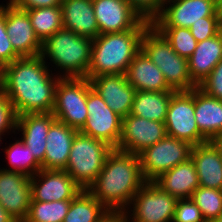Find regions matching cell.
<instances>
[{"label": "cell", "mask_w": 222, "mask_h": 222, "mask_svg": "<svg viewBox=\"0 0 222 222\" xmlns=\"http://www.w3.org/2000/svg\"><path fill=\"white\" fill-rule=\"evenodd\" d=\"M47 63L39 55L20 57L3 67L1 90L10 100L17 116L52 113L56 87L61 77L54 75Z\"/></svg>", "instance_id": "6da1fadb"}, {"label": "cell", "mask_w": 222, "mask_h": 222, "mask_svg": "<svg viewBox=\"0 0 222 222\" xmlns=\"http://www.w3.org/2000/svg\"><path fill=\"white\" fill-rule=\"evenodd\" d=\"M145 182L139 155L113 149L88 191L109 211H125Z\"/></svg>", "instance_id": "7a4b0ae2"}, {"label": "cell", "mask_w": 222, "mask_h": 222, "mask_svg": "<svg viewBox=\"0 0 222 222\" xmlns=\"http://www.w3.org/2000/svg\"><path fill=\"white\" fill-rule=\"evenodd\" d=\"M151 25L142 20L134 29L99 34L92 39L91 63L86 78L105 74H126L129 64L141 50V38Z\"/></svg>", "instance_id": "3957f363"}, {"label": "cell", "mask_w": 222, "mask_h": 222, "mask_svg": "<svg viewBox=\"0 0 222 222\" xmlns=\"http://www.w3.org/2000/svg\"><path fill=\"white\" fill-rule=\"evenodd\" d=\"M91 53V38L62 28L42 43L40 56L55 64L61 78H86Z\"/></svg>", "instance_id": "277c9868"}, {"label": "cell", "mask_w": 222, "mask_h": 222, "mask_svg": "<svg viewBox=\"0 0 222 222\" xmlns=\"http://www.w3.org/2000/svg\"><path fill=\"white\" fill-rule=\"evenodd\" d=\"M141 50L161 70L171 89L190 91L198 86L190 77L188 59L178 55L153 25L143 33Z\"/></svg>", "instance_id": "5b68a950"}, {"label": "cell", "mask_w": 222, "mask_h": 222, "mask_svg": "<svg viewBox=\"0 0 222 222\" xmlns=\"http://www.w3.org/2000/svg\"><path fill=\"white\" fill-rule=\"evenodd\" d=\"M112 150L113 148L105 142L78 131L64 170L83 190H88L97 179L106 157Z\"/></svg>", "instance_id": "8992f818"}, {"label": "cell", "mask_w": 222, "mask_h": 222, "mask_svg": "<svg viewBox=\"0 0 222 222\" xmlns=\"http://www.w3.org/2000/svg\"><path fill=\"white\" fill-rule=\"evenodd\" d=\"M88 78H60L56 87L53 116L77 131L85 125L88 117Z\"/></svg>", "instance_id": "52a82bcc"}, {"label": "cell", "mask_w": 222, "mask_h": 222, "mask_svg": "<svg viewBox=\"0 0 222 222\" xmlns=\"http://www.w3.org/2000/svg\"><path fill=\"white\" fill-rule=\"evenodd\" d=\"M177 201L153 181H146L125 212L130 222H172Z\"/></svg>", "instance_id": "ba28073f"}, {"label": "cell", "mask_w": 222, "mask_h": 222, "mask_svg": "<svg viewBox=\"0 0 222 222\" xmlns=\"http://www.w3.org/2000/svg\"><path fill=\"white\" fill-rule=\"evenodd\" d=\"M193 145L166 135L154 145L140 152L141 171L146 181H153L160 174L191 158Z\"/></svg>", "instance_id": "9c48e42d"}, {"label": "cell", "mask_w": 222, "mask_h": 222, "mask_svg": "<svg viewBox=\"0 0 222 222\" xmlns=\"http://www.w3.org/2000/svg\"><path fill=\"white\" fill-rule=\"evenodd\" d=\"M86 104L88 117L80 132L117 149L122 132V117L108 107L92 88L90 80Z\"/></svg>", "instance_id": "30bf717a"}, {"label": "cell", "mask_w": 222, "mask_h": 222, "mask_svg": "<svg viewBox=\"0 0 222 222\" xmlns=\"http://www.w3.org/2000/svg\"><path fill=\"white\" fill-rule=\"evenodd\" d=\"M168 136L186 141L193 146L208 140L199 132L195 121L194 88L176 91L169 102L165 120Z\"/></svg>", "instance_id": "8fae6325"}, {"label": "cell", "mask_w": 222, "mask_h": 222, "mask_svg": "<svg viewBox=\"0 0 222 222\" xmlns=\"http://www.w3.org/2000/svg\"><path fill=\"white\" fill-rule=\"evenodd\" d=\"M218 0H173L163 5L154 27L189 28L204 17H218Z\"/></svg>", "instance_id": "7c38bea8"}, {"label": "cell", "mask_w": 222, "mask_h": 222, "mask_svg": "<svg viewBox=\"0 0 222 222\" xmlns=\"http://www.w3.org/2000/svg\"><path fill=\"white\" fill-rule=\"evenodd\" d=\"M167 135L164 122L147 120L129 114L122 118V132L117 149L139 154Z\"/></svg>", "instance_id": "4fadbf2b"}, {"label": "cell", "mask_w": 222, "mask_h": 222, "mask_svg": "<svg viewBox=\"0 0 222 222\" xmlns=\"http://www.w3.org/2000/svg\"><path fill=\"white\" fill-rule=\"evenodd\" d=\"M31 201L52 202L74 199L83 189L65 170H39L30 178Z\"/></svg>", "instance_id": "5bb4252c"}, {"label": "cell", "mask_w": 222, "mask_h": 222, "mask_svg": "<svg viewBox=\"0 0 222 222\" xmlns=\"http://www.w3.org/2000/svg\"><path fill=\"white\" fill-rule=\"evenodd\" d=\"M30 176L0 168V204L18 222H23L32 200Z\"/></svg>", "instance_id": "9a60e30c"}, {"label": "cell", "mask_w": 222, "mask_h": 222, "mask_svg": "<svg viewBox=\"0 0 222 222\" xmlns=\"http://www.w3.org/2000/svg\"><path fill=\"white\" fill-rule=\"evenodd\" d=\"M4 4L6 32L14 50L21 57L39 56L42 42L36 35L27 11L15 7L11 2Z\"/></svg>", "instance_id": "2e32d148"}, {"label": "cell", "mask_w": 222, "mask_h": 222, "mask_svg": "<svg viewBox=\"0 0 222 222\" xmlns=\"http://www.w3.org/2000/svg\"><path fill=\"white\" fill-rule=\"evenodd\" d=\"M99 34L134 29L143 19L127 0H92Z\"/></svg>", "instance_id": "e0dca14e"}, {"label": "cell", "mask_w": 222, "mask_h": 222, "mask_svg": "<svg viewBox=\"0 0 222 222\" xmlns=\"http://www.w3.org/2000/svg\"><path fill=\"white\" fill-rule=\"evenodd\" d=\"M90 83L116 114L122 118L130 114L136 90L124 74L100 75L91 78Z\"/></svg>", "instance_id": "ac0fdd59"}, {"label": "cell", "mask_w": 222, "mask_h": 222, "mask_svg": "<svg viewBox=\"0 0 222 222\" xmlns=\"http://www.w3.org/2000/svg\"><path fill=\"white\" fill-rule=\"evenodd\" d=\"M56 120L53 113L22 114L17 116L16 130L22 132L20 140L29 147L34 158L44 169L46 137L51 124Z\"/></svg>", "instance_id": "d6986e66"}, {"label": "cell", "mask_w": 222, "mask_h": 222, "mask_svg": "<svg viewBox=\"0 0 222 222\" xmlns=\"http://www.w3.org/2000/svg\"><path fill=\"white\" fill-rule=\"evenodd\" d=\"M78 131L55 120L46 137L44 170H64L67 166L73 139Z\"/></svg>", "instance_id": "ffe728a7"}, {"label": "cell", "mask_w": 222, "mask_h": 222, "mask_svg": "<svg viewBox=\"0 0 222 222\" xmlns=\"http://www.w3.org/2000/svg\"><path fill=\"white\" fill-rule=\"evenodd\" d=\"M194 162L200 187L222 190V157L211 141L193 146Z\"/></svg>", "instance_id": "44dd1931"}, {"label": "cell", "mask_w": 222, "mask_h": 222, "mask_svg": "<svg viewBox=\"0 0 222 222\" xmlns=\"http://www.w3.org/2000/svg\"><path fill=\"white\" fill-rule=\"evenodd\" d=\"M61 9L64 29L91 39L99 35L92 0H62Z\"/></svg>", "instance_id": "7402d4cb"}, {"label": "cell", "mask_w": 222, "mask_h": 222, "mask_svg": "<svg viewBox=\"0 0 222 222\" xmlns=\"http://www.w3.org/2000/svg\"><path fill=\"white\" fill-rule=\"evenodd\" d=\"M136 91H175L166 83L161 70L140 50L129 64L125 74Z\"/></svg>", "instance_id": "603a6c76"}, {"label": "cell", "mask_w": 222, "mask_h": 222, "mask_svg": "<svg viewBox=\"0 0 222 222\" xmlns=\"http://www.w3.org/2000/svg\"><path fill=\"white\" fill-rule=\"evenodd\" d=\"M153 182L177 199L191 198L194 190L199 187L197 171L191 158L160 174Z\"/></svg>", "instance_id": "cb8c5ba5"}, {"label": "cell", "mask_w": 222, "mask_h": 222, "mask_svg": "<svg viewBox=\"0 0 222 222\" xmlns=\"http://www.w3.org/2000/svg\"><path fill=\"white\" fill-rule=\"evenodd\" d=\"M194 111L199 132L208 141L222 132V100L209 96L197 86L194 88Z\"/></svg>", "instance_id": "d4e9b609"}, {"label": "cell", "mask_w": 222, "mask_h": 222, "mask_svg": "<svg viewBox=\"0 0 222 222\" xmlns=\"http://www.w3.org/2000/svg\"><path fill=\"white\" fill-rule=\"evenodd\" d=\"M222 60V33L197 42L193 54L188 58L191 79L199 85Z\"/></svg>", "instance_id": "484cf974"}, {"label": "cell", "mask_w": 222, "mask_h": 222, "mask_svg": "<svg viewBox=\"0 0 222 222\" xmlns=\"http://www.w3.org/2000/svg\"><path fill=\"white\" fill-rule=\"evenodd\" d=\"M175 92L136 91L130 114L165 123L168 105Z\"/></svg>", "instance_id": "4316f807"}, {"label": "cell", "mask_w": 222, "mask_h": 222, "mask_svg": "<svg viewBox=\"0 0 222 222\" xmlns=\"http://www.w3.org/2000/svg\"><path fill=\"white\" fill-rule=\"evenodd\" d=\"M108 211L88 190H82L71 200L63 222H99Z\"/></svg>", "instance_id": "83f0119b"}, {"label": "cell", "mask_w": 222, "mask_h": 222, "mask_svg": "<svg viewBox=\"0 0 222 222\" xmlns=\"http://www.w3.org/2000/svg\"><path fill=\"white\" fill-rule=\"evenodd\" d=\"M26 11L33 29L42 43L63 28L61 6L34 8Z\"/></svg>", "instance_id": "f1b7e54d"}, {"label": "cell", "mask_w": 222, "mask_h": 222, "mask_svg": "<svg viewBox=\"0 0 222 222\" xmlns=\"http://www.w3.org/2000/svg\"><path fill=\"white\" fill-rule=\"evenodd\" d=\"M6 153L9 168L5 170L21 172L27 176L32 177L39 170L42 169L41 164L34 158L28 146H26L20 139L15 140L9 147L3 148Z\"/></svg>", "instance_id": "f546056e"}, {"label": "cell", "mask_w": 222, "mask_h": 222, "mask_svg": "<svg viewBox=\"0 0 222 222\" xmlns=\"http://www.w3.org/2000/svg\"><path fill=\"white\" fill-rule=\"evenodd\" d=\"M70 204L71 200L31 201L28 215L23 222H63Z\"/></svg>", "instance_id": "4dcf8cb0"}, {"label": "cell", "mask_w": 222, "mask_h": 222, "mask_svg": "<svg viewBox=\"0 0 222 222\" xmlns=\"http://www.w3.org/2000/svg\"><path fill=\"white\" fill-rule=\"evenodd\" d=\"M191 199L199 207L206 222H213L222 214V190L199 186Z\"/></svg>", "instance_id": "1f68e13d"}, {"label": "cell", "mask_w": 222, "mask_h": 222, "mask_svg": "<svg viewBox=\"0 0 222 222\" xmlns=\"http://www.w3.org/2000/svg\"><path fill=\"white\" fill-rule=\"evenodd\" d=\"M171 44L172 49L180 56L189 58L196 46L197 41L189 28L184 27H155Z\"/></svg>", "instance_id": "d6a6232c"}, {"label": "cell", "mask_w": 222, "mask_h": 222, "mask_svg": "<svg viewBox=\"0 0 222 222\" xmlns=\"http://www.w3.org/2000/svg\"><path fill=\"white\" fill-rule=\"evenodd\" d=\"M21 56L14 50L6 32L4 4L0 5V64L5 67Z\"/></svg>", "instance_id": "836d02e7"}, {"label": "cell", "mask_w": 222, "mask_h": 222, "mask_svg": "<svg viewBox=\"0 0 222 222\" xmlns=\"http://www.w3.org/2000/svg\"><path fill=\"white\" fill-rule=\"evenodd\" d=\"M16 126V111L6 94L0 89V135L4 136L11 131L15 134Z\"/></svg>", "instance_id": "e575fe53"}, {"label": "cell", "mask_w": 222, "mask_h": 222, "mask_svg": "<svg viewBox=\"0 0 222 222\" xmlns=\"http://www.w3.org/2000/svg\"><path fill=\"white\" fill-rule=\"evenodd\" d=\"M172 222H206L191 198L178 199Z\"/></svg>", "instance_id": "d590c367"}, {"label": "cell", "mask_w": 222, "mask_h": 222, "mask_svg": "<svg viewBox=\"0 0 222 222\" xmlns=\"http://www.w3.org/2000/svg\"><path fill=\"white\" fill-rule=\"evenodd\" d=\"M133 10L145 21L152 23L161 13L163 0H127Z\"/></svg>", "instance_id": "8d00e7d4"}, {"label": "cell", "mask_w": 222, "mask_h": 222, "mask_svg": "<svg viewBox=\"0 0 222 222\" xmlns=\"http://www.w3.org/2000/svg\"><path fill=\"white\" fill-rule=\"evenodd\" d=\"M197 42L211 38L220 33L218 17H204L189 27Z\"/></svg>", "instance_id": "74e56055"}, {"label": "cell", "mask_w": 222, "mask_h": 222, "mask_svg": "<svg viewBox=\"0 0 222 222\" xmlns=\"http://www.w3.org/2000/svg\"><path fill=\"white\" fill-rule=\"evenodd\" d=\"M198 87L209 96L222 100V60Z\"/></svg>", "instance_id": "f35d334b"}, {"label": "cell", "mask_w": 222, "mask_h": 222, "mask_svg": "<svg viewBox=\"0 0 222 222\" xmlns=\"http://www.w3.org/2000/svg\"><path fill=\"white\" fill-rule=\"evenodd\" d=\"M15 7L22 10L61 6L62 0H9Z\"/></svg>", "instance_id": "ab89813d"}, {"label": "cell", "mask_w": 222, "mask_h": 222, "mask_svg": "<svg viewBox=\"0 0 222 222\" xmlns=\"http://www.w3.org/2000/svg\"><path fill=\"white\" fill-rule=\"evenodd\" d=\"M99 222H130L125 211H108Z\"/></svg>", "instance_id": "60d3db41"}, {"label": "cell", "mask_w": 222, "mask_h": 222, "mask_svg": "<svg viewBox=\"0 0 222 222\" xmlns=\"http://www.w3.org/2000/svg\"><path fill=\"white\" fill-rule=\"evenodd\" d=\"M0 222H18L13 216H11L0 204Z\"/></svg>", "instance_id": "b9f144b4"}, {"label": "cell", "mask_w": 222, "mask_h": 222, "mask_svg": "<svg viewBox=\"0 0 222 222\" xmlns=\"http://www.w3.org/2000/svg\"><path fill=\"white\" fill-rule=\"evenodd\" d=\"M211 142L213 145L219 150V153L222 157V132L218 135H216Z\"/></svg>", "instance_id": "7bdbcfd3"}, {"label": "cell", "mask_w": 222, "mask_h": 222, "mask_svg": "<svg viewBox=\"0 0 222 222\" xmlns=\"http://www.w3.org/2000/svg\"><path fill=\"white\" fill-rule=\"evenodd\" d=\"M217 14H218L219 31L220 33H222V2H218L217 4Z\"/></svg>", "instance_id": "ee69618b"}, {"label": "cell", "mask_w": 222, "mask_h": 222, "mask_svg": "<svg viewBox=\"0 0 222 222\" xmlns=\"http://www.w3.org/2000/svg\"><path fill=\"white\" fill-rule=\"evenodd\" d=\"M3 82V66L0 64V89Z\"/></svg>", "instance_id": "f6af8a7d"}, {"label": "cell", "mask_w": 222, "mask_h": 222, "mask_svg": "<svg viewBox=\"0 0 222 222\" xmlns=\"http://www.w3.org/2000/svg\"><path fill=\"white\" fill-rule=\"evenodd\" d=\"M213 222H222V214Z\"/></svg>", "instance_id": "bcb514c9"}, {"label": "cell", "mask_w": 222, "mask_h": 222, "mask_svg": "<svg viewBox=\"0 0 222 222\" xmlns=\"http://www.w3.org/2000/svg\"><path fill=\"white\" fill-rule=\"evenodd\" d=\"M163 1H164V4H165V3H168V2L173 1V0H163Z\"/></svg>", "instance_id": "7dc6e473"}, {"label": "cell", "mask_w": 222, "mask_h": 222, "mask_svg": "<svg viewBox=\"0 0 222 222\" xmlns=\"http://www.w3.org/2000/svg\"><path fill=\"white\" fill-rule=\"evenodd\" d=\"M2 139H3V138H2V136L0 135V144H2V142H1V141H2Z\"/></svg>", "instance_id": "c3c4849f"}]
</instances>
